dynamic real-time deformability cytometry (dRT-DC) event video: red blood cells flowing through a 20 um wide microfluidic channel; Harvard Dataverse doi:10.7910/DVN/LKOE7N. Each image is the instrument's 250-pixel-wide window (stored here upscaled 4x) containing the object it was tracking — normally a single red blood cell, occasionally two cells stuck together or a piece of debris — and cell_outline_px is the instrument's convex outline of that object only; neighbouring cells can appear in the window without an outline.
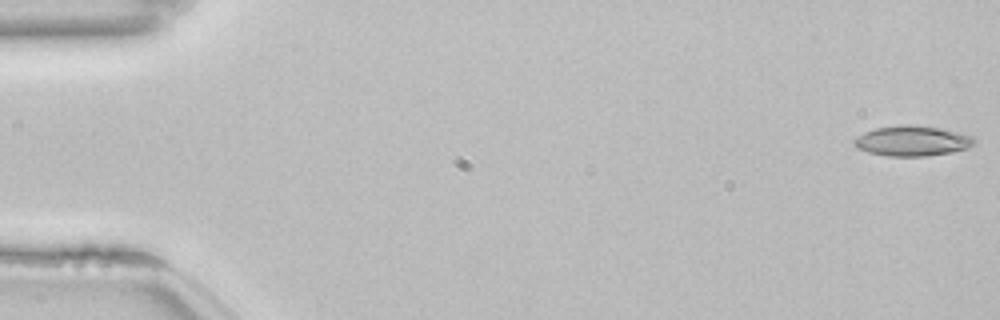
{"species": "common noctule bat (a hibernating species)", "species_latin": "Nyctalus noctula", "temperature_condition": "room temperature", "stored_images_in_passage": 54, "camera_frame_rate_fps": 3000, "um_per_image_px": 0.085, "animal": {"sex": "female", "body_mass_g": 22.7, "forearm_length_mm": 54.2}, "frame": {"image": 1, "passage_image": 1, "time_ms": 0.0, "image_size_px": [1000, 320], "cell_outline_px": [[976, 140], [968, 148], [952, 152], [928, 156], [888, 156], [868, 152], [856, 148], [852, 144], [852, 140], [856, 136], [864, 132], [876, 128], [908, 124], [940, 128], [972, 136]], "centroid_in_image_um": [77.49, 11.98], "position_along_channel_um": 7.5, "area_um2": 21.15}}
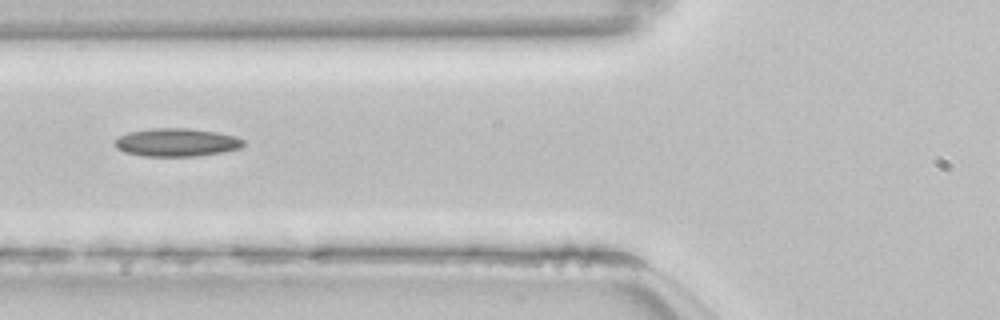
{"frame": {"image": 2, "passage_image": 21, "time_ms": 6.667, "image_size_px": [1000, 320], "cell_outline_px": [[244, 144], [240, 148], [224, 152], [196, 156], [144, 156], [124, 152], [116, 148], [116, 140], [120, 136], [128, 132], [152, 128], [188, 128], [216, 132], [236, 136], [244, 140]], "centroid_in_image_um": [15.03, 12.1], "position_along_channel_um": 110.8, "area_um2": 21.04}}
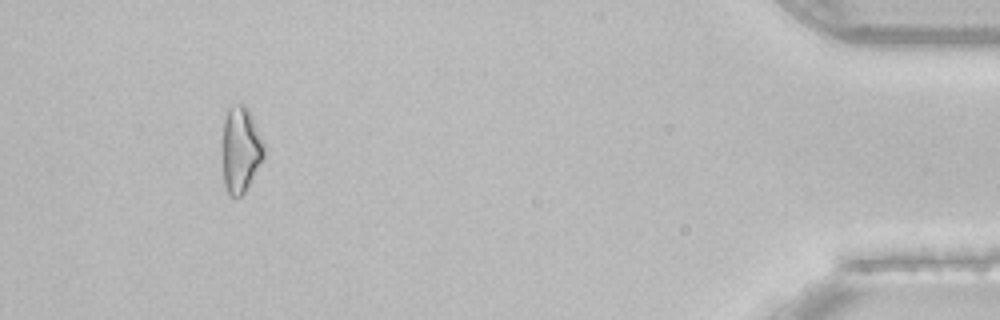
{"frame": {"image": 3, "passage_image": 50, "time_ms": 16.333, "image_size_px": [1000, 320], "cell_outline_px": [[264, 156], [244, 192], [240, 196], [228, 196], [224, 184], [220, 152], [220, 140], [224, 116], [228, 108], [232, 104], [244, 104], [248, 108], [252, 116], [264, 144]], "centroid_in_image_um": [20.37, 12.67], "position_along_channel_um": 414.8, "area_um2": 21.5}, "authors_computed_cell_mechanics": {"area_um2": 20.2878, "velocity_mm_per_s": 3.8596, "shape_relaxation_time_tau1_ms": null, "shape_relaxation_time_tau2_ms": 9.9236, "deformation_change_tau1": null, "deformation_change_tau2": 0.2135}}